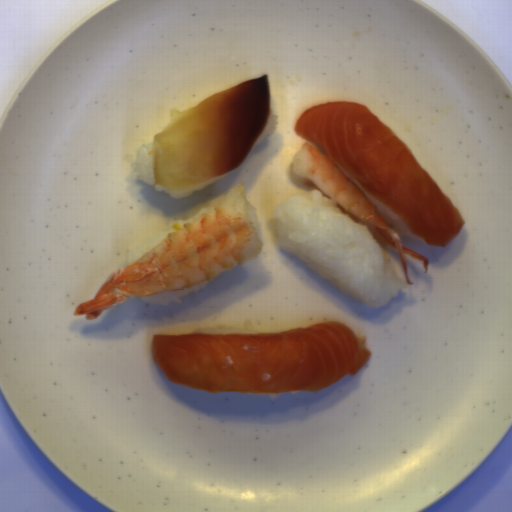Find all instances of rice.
Listing matches in <instances>:
<instances>
[{
	"instance_id": "obj_10",
	"label": "rice",
	"mask_w": 512,
	"mask_h": 512,
	"mask_svg": "<svg viewBox=\"0 0 512 512\" xmlns=\"http://www.w3.org/2000/svg\"><path fill=\"white\" fill-rule=\"evenodd\" d=\"M245 394H249V395H252V396H264L266 398H268L269 400H274L278 397H280L281 395L283 394H298L299 392H243Z\"/></svg>"
},
{
	"instance_id": "obj_1",
	"label": "rice",
	"mask_w": 512,
	"mask_h": 512,
	"mask_svg": "<svg viewBox=\"0 0 512 512\" xmlns=\"http://www.w3.org/2000/svg\"><path fill=\"white\" fill-rule=\"evenodd\" d=\"M280 249L354 299L379 307L406 283L384 268V255L366 224L340 212L319 189L286 198L271 213Z\"/></svg>"
},
{
	"instance_id": "obj_5",
	"label": "rice",
	"mask_w": 512,
	"mask_h": 512,
	"mask_svg": "<svg viewBox=\"0 0 512 512\" xmlns=\"http://www.w3.org/2000/svg\"><path fill=\"white\" fill-rule=\"evenodd\" d=\"M220 274H218V275H220ZM217 276H215V277H217ZM213 279H211L210 281L199 282L193 286H190L185 289H181L179 291H171L170 290V291L155 294L152 296H140V299H141V302L146 303L148 305H164L165 306V305H168L169 303L181 304V297L186 296L188 294H191L195 291H198V290L206 287Z\"/></svg>"
},
{
	"instance_id": "obj_8",
	"label": "rice",
	"mask_w": 512,
	"mask_h": 512,
	"mask_svg": "<svg viewBox=\"0 0 512 512\" xmlns=\"http://www.w3.org/2000/svg\"><path fill=\"white\" fill-rule=\"evenodd\" d=\"M278 119H279L278 115H274V110H272L270 108V116H269L262 132L260 133L258 139L256 140L254 146H257L258 144H260L264 136L272 135L275 132L277 123H278Z\"/></svg>"
},
{
	"instance_id": "obj_3",
	"label": "rice",
	"mask_w": 512,
	"mask_h": 512,
	"mask_svg": "<svg viewBox=\"0 0 512 512\" xmlns=\"http://www.w3.org/2000/svg\"><path fill=\"white\" fill-rule=\"evenodd\" d=\"M213 206L206 207L204 209H201L196 215L189 219H178L176 221H173L169 224L168 227L162 229L161 231L153 234L149 238L145 239L138 245H136L134 248H132L127 256L126 265L131 264L133 262H136L138 259H140L143 255H145L148 251H150L152 248H154L156 245L161 243L163 240L167 238L169 234L179 229L183 224L197 218L201 214L205 213L206 211L210 210ZM125 265V266H126Z\"/></svg>"
},
{
	"instance_id": "obj_7",
	"label": "rice",
	"mask_w": 512,
	"mask_h": 512,
	"mask_svg": "<svg viewBox=\"0 0 512 512\" xmlns=\"http://www.w3.org/2000/svg\"><path fill=\"white\" fill-rule=\"evenodd\" d=\"M229 171L223 173L222 175H220V176H218V177H216L214 179L208 180L206 182H203V183H200V184H197V185L185 187V188H182L180 190H167V189H165V188H163V187H161V186L156 184V185H154L155 186V191H163V192L167 193L171 198H174V199L187 198L190 195H192L194 191L202 190L206 186H208V185H210V184H212V183H214L216 181H219L220 179L225 177L228 174Z\"/></svg>"
},
{
	"instance_id": "obj_2",
	"label": "rice",
	"mask_w": 512,
	"mask_h": 512,
	"mask_svg": "<svg viewBox=\"0 0 512 512\" xmlns=\"http://www.w3.org/2000/svg\"><path fill=\"white\" fill-rule=\"evenodd\" d=\"M336 167L341 171V173L352 183V185L362 194V196L371 204L377 207V213L381 215V217L386 222L387 226L398 233L399 238L402 237H410L414 239H421L417 236L413 235L409 232L400 218L395 215L392 211H390L386 206H384L377 199L369 195L360 184L345 170L343 169L336 161H334Z\"/></svg>"
},
{
	"instance_id": "obj_6",
	"label": "rice",
	"mask_w": 512,
	"mask_h": 512,
	"mask_svg": "<svg viewBox=\"0 0 512 512\" xmlns=\"http://www.w3.org/2000/svg\"><path fill=\"white\" fill-rule=\"evenodd\" d=\"M242 329H237L229 325L221 326H205L195 329L193 333H219V334H267V333H284L283 331H260L254 330L251 320H244L241 323Z\"/></svg>"
},
{
	"instance_id": "obj_4",
	"label": "rice",
	"mask_w": 512,
	"mask_h": 512,
	"mask_svg": "<svg viewBox=\"0 0 512 512\" xmlns=\"http://www.w3.org/2000/svg\"><path fill=\"white\" fill-rule=\"evenodd\" d=\"M154 141L138 147L137 155L131 162L132 173L137 180L152 185L155 182L153 171Z\"/></svg>"
},
{
	"instance_id": "obj_9",
	"label": "rice",
	"mask_w": 512,
	"mask_h": 512,
	"mask_svg": "<svg viewBox=\"0 0 512 512\" xmlns=\"http://www.w3.org/2000/svg\"><path fill=\"white\" fill-rule=\"evenodd\" d=\"M255 210H256L255 206L247 203V211H248L249 221H252L253 228H254L260 242H262L261 224H260L258 217L255 214Z\"/></svg>"
}]
</instances>
